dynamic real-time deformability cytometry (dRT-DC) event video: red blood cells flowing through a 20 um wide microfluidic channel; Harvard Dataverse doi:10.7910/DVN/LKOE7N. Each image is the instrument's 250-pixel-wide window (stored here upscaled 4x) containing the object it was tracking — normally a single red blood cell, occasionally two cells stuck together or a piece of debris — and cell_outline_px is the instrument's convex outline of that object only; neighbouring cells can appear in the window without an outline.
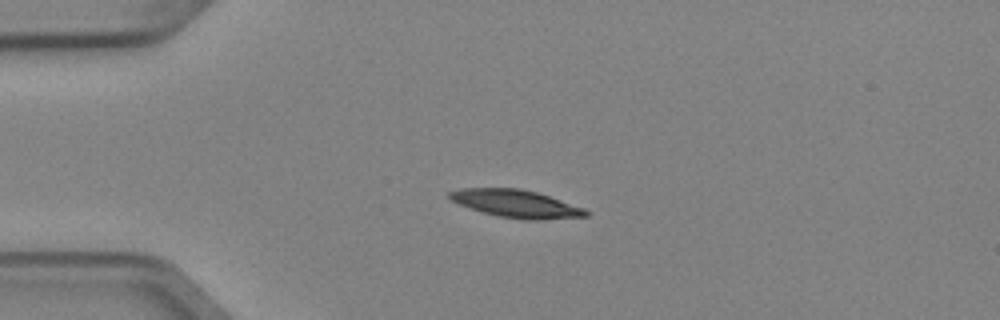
{"species": "Egyptian fruit bat (a non-hibernating species)", "species_latin": "Rousettus aegyptiacus", "temperature_condition": "cold", "stored_images_in_passage": 5, "camera_frame_rate_fps": 3000, "um_per_image_px": 0.085, "animal": {"sex": "female"}, "frame": {"image": 1, "passage_image": 3, "time_ms": 0.667, "image_size_px": [1000, 320], "cell_outline_px": [[588, 216], [540, 220], [528, 220], [500, 216], [484, 212], [460, 204], [452, 200], [448, 196], [448, 192], [460, 188], [520, 188], [536, 192], [584, 208], [588, 212]], "centroid_in_image_um": [43.87, 17.31], "position_along_channel_um": 41.1, "area_um2": 21.62}}
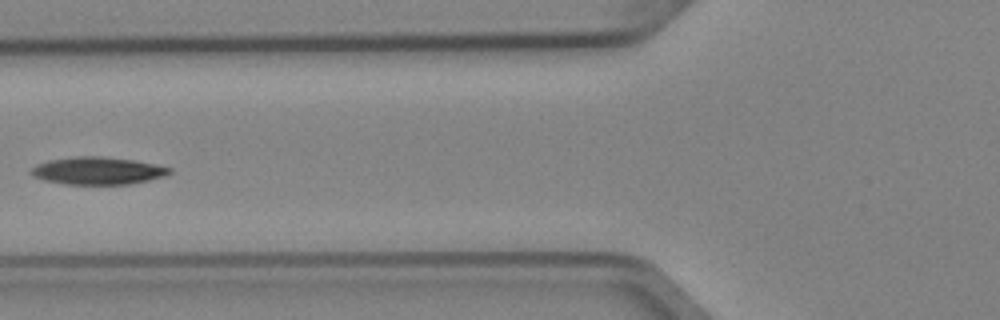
{"frame": {"image": 2, "passage_image": 5, "time_ms": 1.333, "image_size_px": [1000, 320], "cell_outline_px": [[172, 172], [164, 176], [148, 180], [128, 184], [64, 184], [44, 180], [32, 176], [28, 172], [36, 164], [48, 160], [76, 156], [100, 156], [132, 160], [172, 168]], "centroid_in_image_um": [8.24, 14.51], "position_along_channel_um": 117.6, "area_um2": 22.08}}